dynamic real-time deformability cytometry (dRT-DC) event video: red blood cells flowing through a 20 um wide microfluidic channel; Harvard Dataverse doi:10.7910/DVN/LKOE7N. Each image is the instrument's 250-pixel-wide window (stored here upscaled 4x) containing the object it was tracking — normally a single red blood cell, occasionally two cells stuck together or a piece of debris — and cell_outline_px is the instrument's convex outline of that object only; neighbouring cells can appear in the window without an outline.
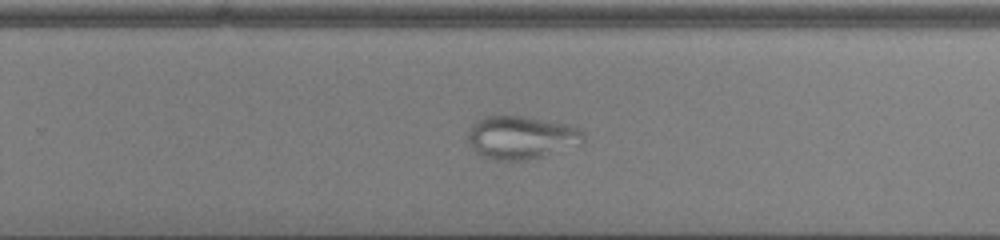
{"species": "common noctule bat (a hibernating species)", "species_latin": "Nyctalus noctula", "temperature_condition": "cold", "stored_images_in_passage": 44, "camera_frame_rate_fps": 3000, "um_per_image_px": 0.085, "animal": {"sex": "male", "body_mass_g": 13.0, "forearm_length_mm": 53.1}, "frame": {"image": 1, "passage_image": 35, "time_ms": 11.333, "image_size_px": [1000, 240], "cell_outline_px": [[584, 144], [540, 156], [524, 160], [492, 160], [480, 156], [472, 148], [468, 140], [468, 132], [472, 124], [476, 120], [484, 116], [524, 116], [568, 124], [580, 128], [584, 132]], "centroid_in_image_um": [44.3, 11.68], "position_along_channel_um": 285.5, "area_um2": 29.19}}
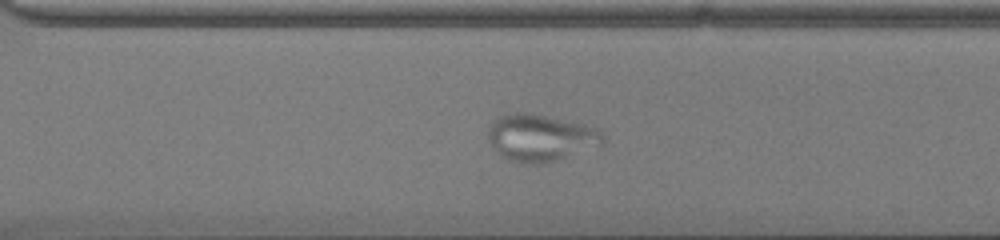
{"frame": {"image": 2, "passage_image": 38, "time_ms": 12.333, "image_size_px": [1000, 240], "cell_outline_px": [[604, 140], [600, 144], [556, 160], [540, 164], [524, 164], [508, 160], [488, 140], [488, 124], [492, 120], [500, 116], [512, 112], [520, 112], [544, 116], [584, 124], [600, 128], [604, 136]], "centroid_in_image_um": [45.92, 11.69], "position_along_channel_um": 324.7, "area_um2": 30.98}}
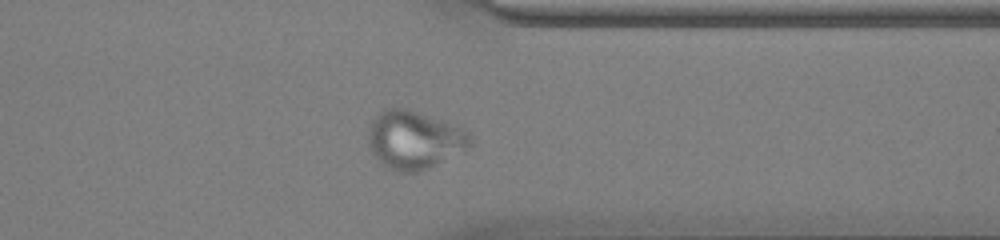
{"frame": {"image": 3, "passage_image": 42, "time_ms": 13.667, "image_size_px": [1000, 240], "cell_outline_px": [[472, 144], [428, 168], [416, 172], [400, 172], [388, 168], [368, 148], [368, 132], [372, 120], [384, 108], [408, 108], [444, 120], [464, 128], [468, 132], [472, 140]], "centroid_in_image_um": [35.19, 11.85], "position_along_channel_um": 376.2, "area_um2": 34.28}}